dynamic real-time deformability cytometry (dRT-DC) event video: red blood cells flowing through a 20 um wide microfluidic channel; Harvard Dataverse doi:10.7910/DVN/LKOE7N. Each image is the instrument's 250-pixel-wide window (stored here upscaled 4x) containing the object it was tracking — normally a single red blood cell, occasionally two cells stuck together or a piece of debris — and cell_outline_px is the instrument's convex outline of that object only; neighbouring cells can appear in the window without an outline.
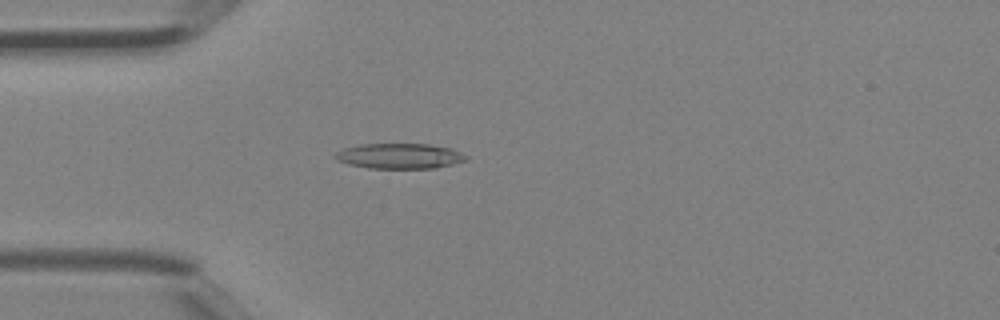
{"species": "Egyptian fruit bat (a non-hibernating species)", "species_latin": "Rousettus aegyptiacus", "temperature_condition": "room temperature", "stored_images_in_passage": 41, "camera_frame_rate_fps": 3000, "um_per_image_px": 0.085, "animal": {"sex": "female"}, "frame": {"image": 1, "passage_image": 11, "time_ms": 3.333, "image_size_px": [1000, 320], "cell_outline_px": [[468, 160], [436, 168], [368, 168], [348, 164], [336, 160], [336, 152], [344, 148], [356, 144], [428, 144], [452, 148], [468, 156]], "centroid_in_image_um": [33.98, 13.26], "position_along_channel_um": 51.0, "area_um2": 19.36}}
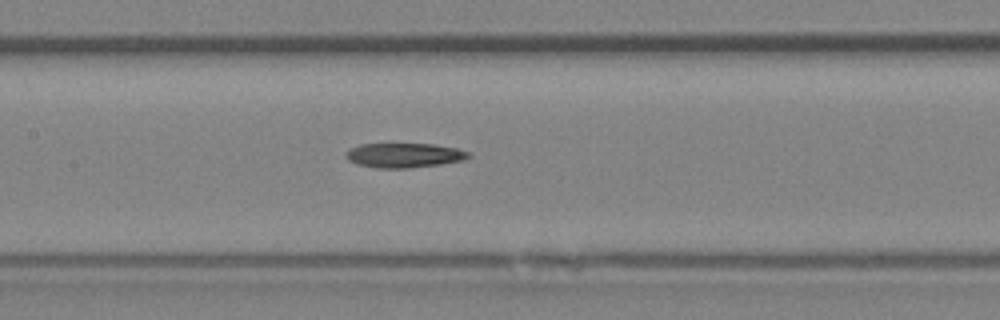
{"frame": {"image": 2, "passage_image": 19, "time_ms": 6.0, "image_size_px": [1000, 320], "cell_outline_px": [[472, 156], [464, 160], [440, 164], [408, 168], [376, 168], [356, 164], [348, 160], [344, 156], [344, 152], [348, 148], [360, 144], [432, 144], [456, 148], [468, 152]], "centroid_in_image_um": [34.29, 13.2], "position_along_channel_um": 173.1, "area_um2": 17.69}}
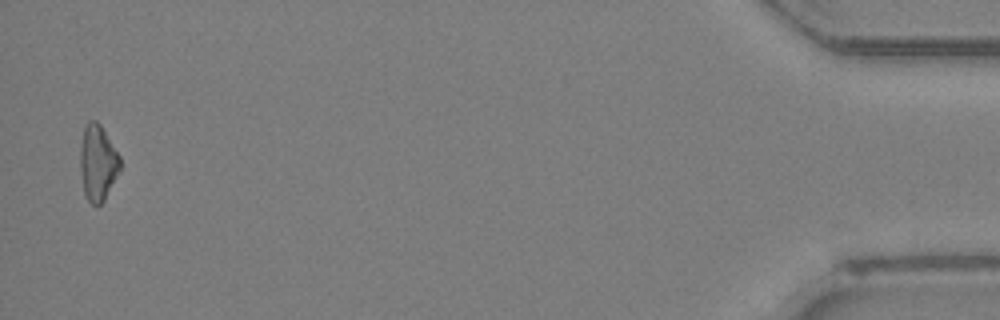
{"frame": {"image": 3, "passage_image": 40, "time_ms": 13.0, "image_size_px": [1000, 320], "cell_outline_px": [[120, 168], [104, 200], [100, 204], [92, 204], [88, 200], [84, 192], [80, 168], [80, 148], [84, 124], [88, 120], [96, 120], [100, 124], [120, 156]], "centroid_in_image_um": [8.29, 13.79], "position_along_channel_um": 426.9, "area_um2": 17.46}}